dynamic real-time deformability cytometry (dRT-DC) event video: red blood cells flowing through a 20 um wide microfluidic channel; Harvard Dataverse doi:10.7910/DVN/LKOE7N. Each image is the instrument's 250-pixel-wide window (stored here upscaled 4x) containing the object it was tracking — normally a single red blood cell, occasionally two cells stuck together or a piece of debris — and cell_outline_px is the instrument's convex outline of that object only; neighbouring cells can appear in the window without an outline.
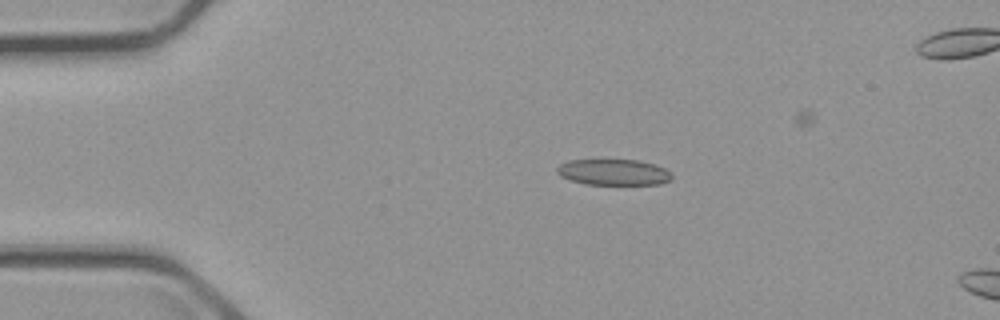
{"species": "common noctule bat (a hibernating species)", "species_latin": "Nyctalus noctula", "temperature_condition": "cold", "stored_images_in_passage": 53, "camera_frame_rate_fps": 3000, "um_per_image_px": 0.085, "animal": {"sex": "male", "body_mass_g": 23.1, "forearm_length_mm": 52.7}, "frame": {"image": 1, "passage_image": 12, "time_ms": 3.667, "image_size_px": [1000, 320], "cell_outline_px": [[672, 180], [660, 184], [584, 184], [560, 176], [556, 172], [556, 168], [560, 164], [568, 160], [640, 160], [656, 164], [664, 168], [672, 176]], "centroid_in_image_um": [52.15, 14.63], "position_along_channel_um": 32.8, "area_um2": 17.4}}
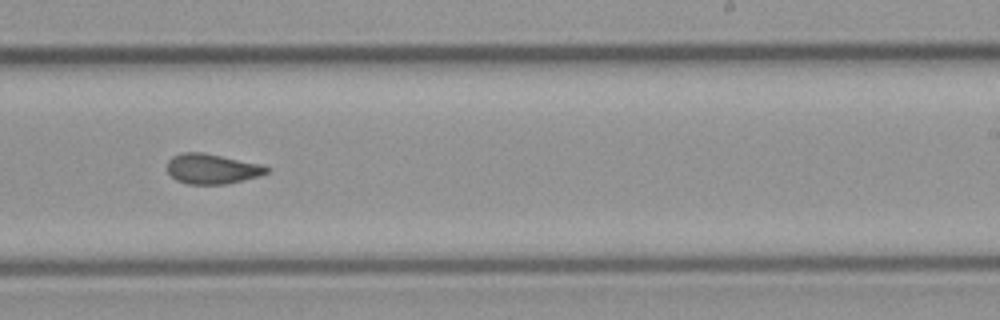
{"frame": {"image": 2, "passage_image": 35, "time_ms": 11.333, "image_size_px": [1000, 320], "cell_outline_px": [[268, 172], [260, 176], [228, 184], [188, 184], [176, 180], [168, 172], [168, 160], [172, 156], [184, 152], [200, 152], [260, 164], [268, 168]], "centroid_in_image_um": [18.0, 14.36], "position_along_channel_um": 271.0, "area_um2": 17.22}}
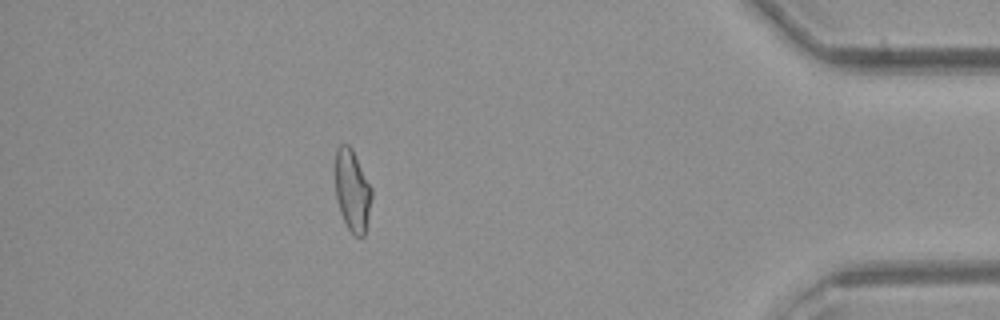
{"frame": {"image": 3, "passage_image": 50, "time_ms": 16.333, "image_size_px": [1000, 320], "cell_outline_px": [[372, 196], [364, 236], [356, 236], [348, 228], [340, 212], [336, 200], [336, 148], [340, 144], [348, 144], [352, 148], [372, 188]], "centroid_in_image_um": [29.94, 16.17], "position_along_channel_um": 405.3, "area_um2": 17.17}}